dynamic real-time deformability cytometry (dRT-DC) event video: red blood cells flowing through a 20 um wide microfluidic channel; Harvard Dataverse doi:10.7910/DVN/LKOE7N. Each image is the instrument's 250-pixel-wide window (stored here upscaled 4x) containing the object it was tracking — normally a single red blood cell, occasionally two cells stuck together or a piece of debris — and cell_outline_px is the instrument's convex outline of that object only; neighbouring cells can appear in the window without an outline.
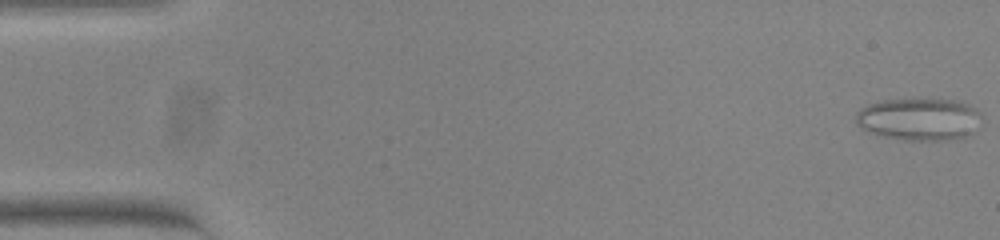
{"species": "common noctule bat (a hibernating species)", "species_latin": "Nyctalus noctula", "temperature_condition": "warm", "stored_images_in_passage": 54, "camera_frame_rate_fps": 3000, "um_per_image_px": 0.085, "animal": {"sex": "female", "body_mass_g": 23.0, "forearm_length_mm": 53.4}, "frame": {"image": 1, "passage_image": 1, "time_ms": 0.0, "image_size_px": [1000, 240], "cell_outline_px": [[980, 116], [972, 132], [964, 136], [948, 140], [904, 140], [884, 136], [872, 132], [856, 124], [856, 112], [860, 108], [868, 104], [880, 100], [912, 96], [920, 96], [960, 100], [976, 108], [980, 112]], "centroid_in_image_um": [78.1, 10.05], "position_along_channel_um": 6.9, "area_um2": 31.85}}
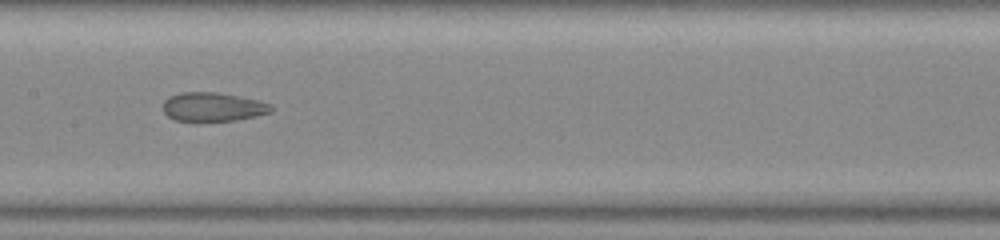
{"frame": {"image": 2, "passage_image": 27, "time_ms": 8.667, "image_size_px": [1000, 240], "cell_outline_px": [[272, 112], [256, 116], [236, 120], [176, 120], [168, 116], [164, 112], [164, 100], [168, 96], [180, 92], [216, 92], [256, 100], [272, 104]], "centroid_in_image_um": [18.09, 9.07], "position_along_channel_um": 189.3, "area_um2": 17.92}}
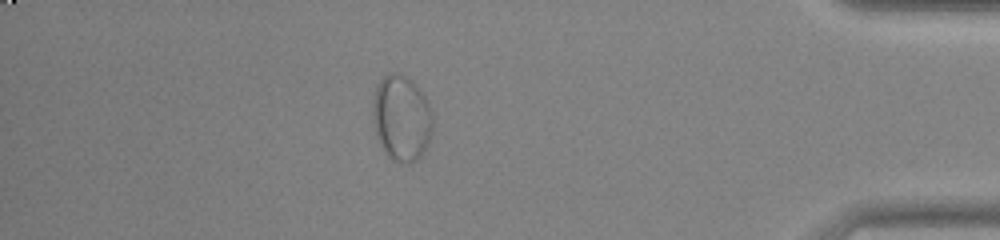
{"frame": {"image": 3, "passage_image": 47, "time_ms": 15.333, "image_size_px": [1000, 240], "cell_outline_px": [[432, 132], [428, 144], [420, 156], [416, 160], [408, 164], [400, 164], [392, 160], [384, 152], [380, 144], [372, 120], [372, 104], [376, 88], [380, 80], [388, 72], [396, 72], [404, 76], [416, 84], [428, 100], [432, 112]], "centroid_in_image_um": [34.13, 10.05], "position_along_channel_um": 401.1, "area_um2": 30.35}}